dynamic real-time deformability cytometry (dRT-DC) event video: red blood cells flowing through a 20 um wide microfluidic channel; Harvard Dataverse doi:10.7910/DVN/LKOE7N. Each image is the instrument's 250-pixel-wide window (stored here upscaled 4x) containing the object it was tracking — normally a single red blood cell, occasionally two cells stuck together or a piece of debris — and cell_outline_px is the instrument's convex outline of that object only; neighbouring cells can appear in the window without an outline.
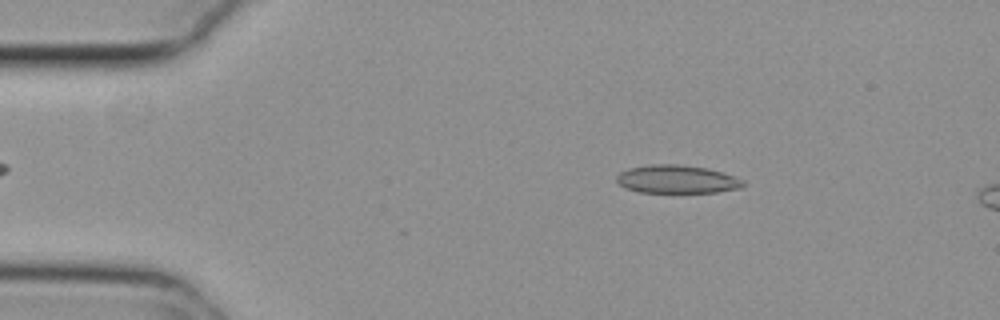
{"species": "common noctule bat (a hibernating species)", "species_latin": "Nyctalus noctula", "temperature_condition": "cold", "stored_images_in_passage": 13, "camera_frame_rate_fps": 3000, "um_per_image_px": 0.085, "animal": {"sex": "female", "body_mass_g": 29.2, "forearm_length_mm": 56.3}, "frame": {"image": 1, "passage_image": 8, "time_ms": 2.333, "image_size_px": [1000, 320], "cell_outline_px": [[744, 184], [740, 188], [716, 192], [640, 192], [624, 188], [616, 180], [616, 176], [620, 172], [628, 168], [652, 164], [680, 164], [708, 168], [744, 180]], "centroid_in_image_um": [57.5, 15.23], "position_along_channel_um": 27.5, "area_um2": 20.69}}